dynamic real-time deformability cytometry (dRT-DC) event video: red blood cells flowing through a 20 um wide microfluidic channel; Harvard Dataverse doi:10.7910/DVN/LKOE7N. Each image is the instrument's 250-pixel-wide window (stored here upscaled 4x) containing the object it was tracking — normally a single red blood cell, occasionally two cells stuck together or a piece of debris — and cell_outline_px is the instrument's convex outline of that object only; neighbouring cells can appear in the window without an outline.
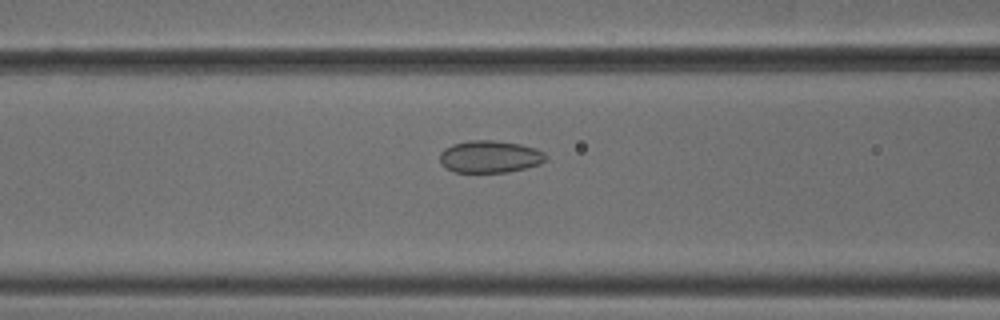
{"species": "common noctule bat (a hibernating species)", "species_latin": "Nyctalus noctula", "temperature_condition": "cold", "stored_images_in_passage": 53, "camera_frame_rate_fps": 3000, "um_per_image_px": 0.085, "animal": {"sex": "male", "body_mass_g": 18.8}, "frame": {"image": 1, "passage_image": 22, "time_ms": 7.0, "image_size_px": [1000, 320], "cell_outline_px": [[548, 156], [540, 164], [508, 172], [456, 172], [444, 168], [440, 164], [440, 152], [444, 148], [452, 144], [468, 140], [492, 140], [520, 144], [536, 148], [544, 152]], "centroid_in_image_um": [41.61, 13.31], "position_along_channel_um": 125.0, "area_um2": 20.06}}
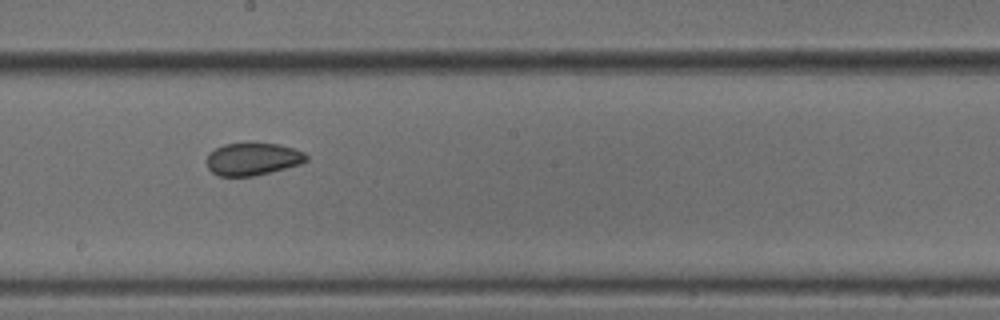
{"frame": {"image": 2, "passage_image": 30, "time_ms": 9.667, "image_size_px": [1000, 320], "cell_outline_px": [[308, 160], [300, 164], [252, 176], [220, 176], [212, 172], [208, 168], [208, 152], [224, 144], [276, 144], [292, 148], [304, 152], [308, 156]], "centroid_in_image_um": [21.47, 13.52], "position_along_channel_um": 226.7, "area_um2": 18.44}}
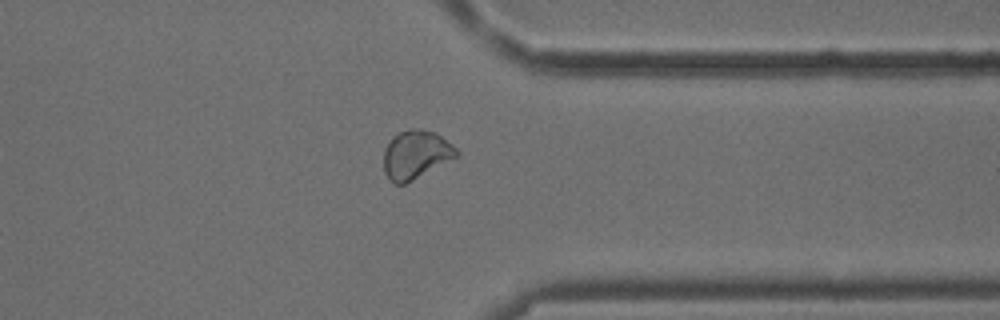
{"frame": {"image": 3, "passage_image": 42, "time_ms": 13.667, "image_size_px": [1000, 320], "cell_outline_px": [[460, 156], [404, 184], [396, 184], [388, 180], [384, 172], [384, 148], [392, 136], [408, 128], [420, 128], [436, 132], [452, 144], [460, 152]], "centroid_in_image_um": [35.35, 13.13], "position_along_channel_um": 376.0, "area_um2": 20.92}, "authors_computed_cell_mechanics": {"area_um2": 20.9236, "velocity_mm_per_s": 3.8137, "shape_relaxation_time_tau1_ms": null, "shape_relaxation_time_tau2_ms": 2.5249, "deformation_change_tau1": null, "deformation_change_tau2": 0.0456}}